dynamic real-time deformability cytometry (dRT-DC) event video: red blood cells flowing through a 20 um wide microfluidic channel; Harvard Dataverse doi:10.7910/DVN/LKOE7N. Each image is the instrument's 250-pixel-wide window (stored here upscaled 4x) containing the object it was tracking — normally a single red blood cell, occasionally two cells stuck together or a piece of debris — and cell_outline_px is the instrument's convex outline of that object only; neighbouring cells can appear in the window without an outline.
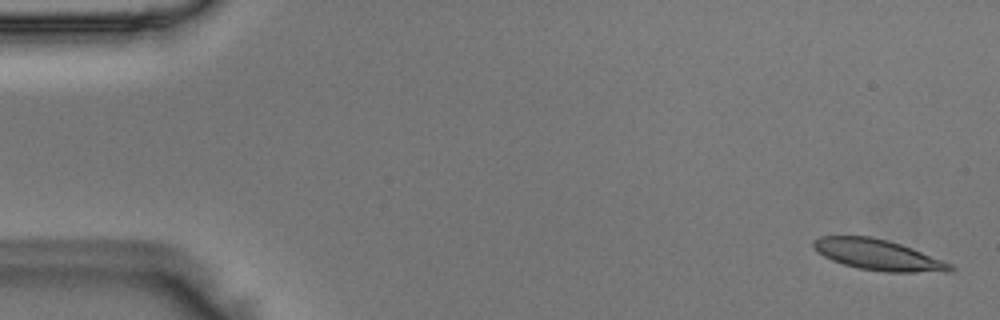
{"species": "Egyptian fruit bat (a non-hibernating species)", "species_latin": "Rousettus aegyptiacus", "temperature_condition": "room temperature", "stored_images_in_passage": 52, "camera_frame_rate_fps": 3000, "um_per_image_px": 0.085, "animal": {"sex": "male"}, "frame": {"image": 1, "passage_image": 2, "time_ms": 0.333, "image_size_px": [1000, 320], "cell_outline_px": [[956, 268], [952, 272], [884, 272], [860, 268], [844, 264], [832, 260], [816, 252], [812, 244], [812, 240], [820, 236], [872, 236], [888, 240], [912, 248], [952, 264]], "centroid_in_image_um": [74.64, 21.66], "position_along_channel_um": 10.4, "area_um2": 24.57}}
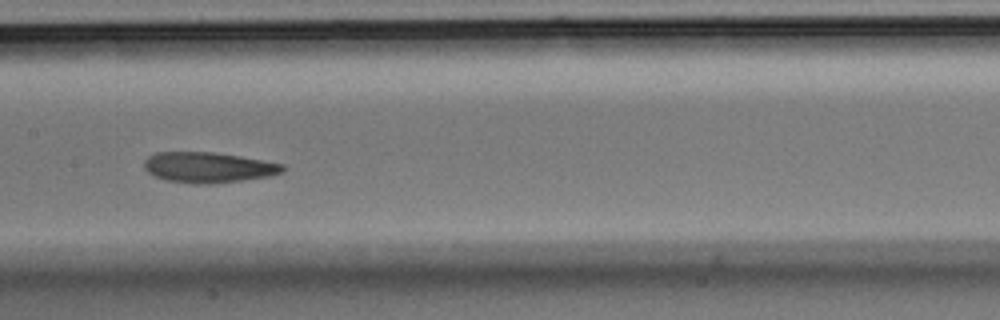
{"frame": {"image": 2, "passage_image": 26, "time_ms": 8.333, "image_size_px": [1000, 320], "cell_outline_px": [[284, 172], [272, 176], [212, 184], [196, 184], [164, 180], [148, 172], [144, 168], [144, 160], [148, 156], [156, 152], [212, 152], [240, 156], [284, 164]], "centroid_in_image_um": [17.71, 14.23], "position_along_channel_um": 189.7, "area_um2": 24.74}}
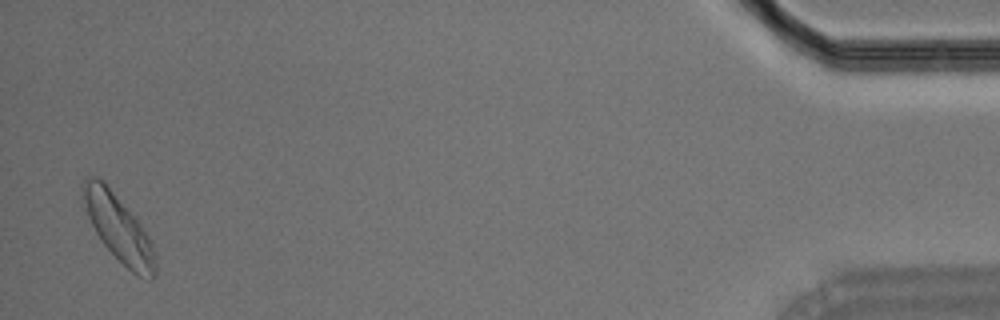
{"frame": {"image": 3, "passage_image": 51, "time_ms": 16.667, "image_size_px": [1000, 320], "cell_outline_px": [[156, 276], [152, 280], [140, 276], [132, 272], [104, 244], [96, 232], [88, 216], [80, 188], [80, 184], [84, 176], [96, 176], [104, 180], [136, 216], [148, 236], [152, 244], [156, 260]], "centroid_in_image_um": [10.07, 19.31], "position_along_channel_um": 425.1, "area_um2": 28.21}}